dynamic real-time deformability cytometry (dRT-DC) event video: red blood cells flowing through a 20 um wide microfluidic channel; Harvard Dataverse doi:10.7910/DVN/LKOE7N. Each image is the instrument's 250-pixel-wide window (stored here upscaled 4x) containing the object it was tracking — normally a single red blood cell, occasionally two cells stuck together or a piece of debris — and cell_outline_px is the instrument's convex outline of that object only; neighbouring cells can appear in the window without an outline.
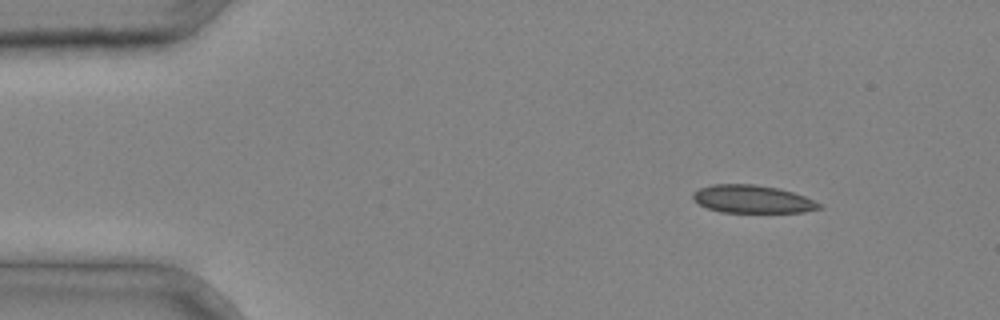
{"species": "common noctule bat (a hibernating species)", "species_latin": "Nyctalus noctula", "temperature_condition": "cold", "stored_images_in_passage": 4, "camera_frame_rate_fps": 3000, "um_per_image_px": 0.085, "animal": {"sex": "male", "body_mass_g": 20.4}, "frame": {"image": 1, "passage_image": 1, "time_ms": 0.0, "image_size_px": [1000, 320], "cell_outline_px": [[824, 208], [804, 212], [720, 212], [708, 208], [692, 200], [692, 192], [700, 188], [712, 184], [752, 184], [780, 188], [804, 196], [820, 204]], "centroid_in_image_um": [63.93, 16.92], "position_along_channel_um": 21.1, "area_um2": 20.52}}
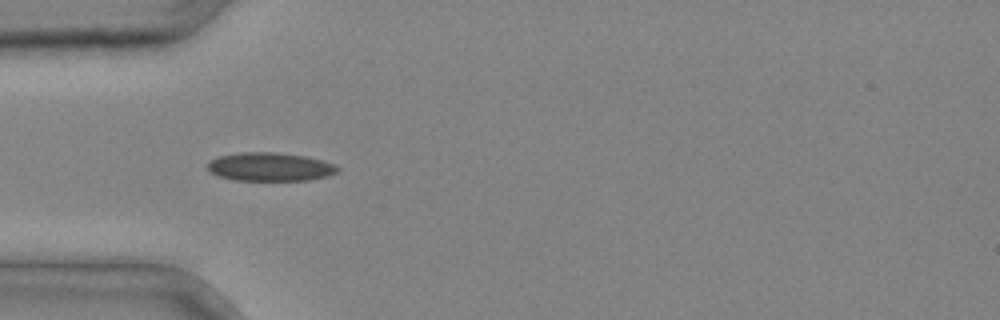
{"frame": {"image": 2, "passage_image": 3, "time_ms": 0.667, "image_size_px": [1000, 320], "cell_outline_px": [[340, 172], [328, 176], [308, 180], [236, 180], [216, 176], [208, 168], [208, 160], [216, 156], [240, 152], [276, 152], [304, 156], [324, 160], [336, 164], [340, 168]], "centroid_in_image_um": [22.97, 14.17], "position_along_channel_um": 62.0, "area_um2": 21.91}}